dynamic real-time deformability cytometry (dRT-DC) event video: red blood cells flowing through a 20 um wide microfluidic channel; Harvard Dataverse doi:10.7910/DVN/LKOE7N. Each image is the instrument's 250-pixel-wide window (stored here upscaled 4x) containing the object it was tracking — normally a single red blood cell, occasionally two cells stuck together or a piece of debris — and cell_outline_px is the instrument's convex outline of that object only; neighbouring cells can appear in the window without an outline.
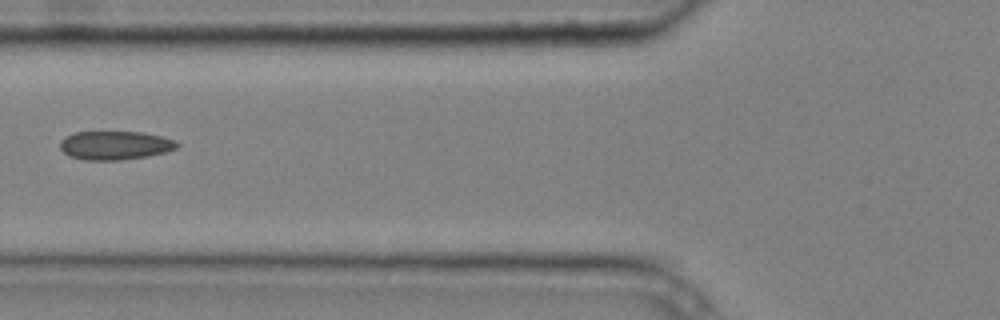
{"species": "common noctule bat (a hibernating species)", "species_latin": "Nyctalus noctula", "temperature_condition": "cold", "stored_images_in_passage": 6, "camera_frame_rate_fps": 3000, "um_per_image_px": 0.085, "animal": {"sex": "male", "body_mass_g": 20.4}, "frame": {"image": 1, "passage_image": 6, "time_ms": 1.667, "image_size_px": [1000, 320], "cell_outline_px": [[180, 144], [176, 148], [168, 152], [148, 156], [120, 160], [84, 160], [68, 156], [60, 148], [60, 140], [64, 136], [76, 132], [144, 132], [176, 140]], "centroid_in_image_um": [9.78, 12.35], "position_along_channel_um": 116.0, "area_um2": 19.77}}